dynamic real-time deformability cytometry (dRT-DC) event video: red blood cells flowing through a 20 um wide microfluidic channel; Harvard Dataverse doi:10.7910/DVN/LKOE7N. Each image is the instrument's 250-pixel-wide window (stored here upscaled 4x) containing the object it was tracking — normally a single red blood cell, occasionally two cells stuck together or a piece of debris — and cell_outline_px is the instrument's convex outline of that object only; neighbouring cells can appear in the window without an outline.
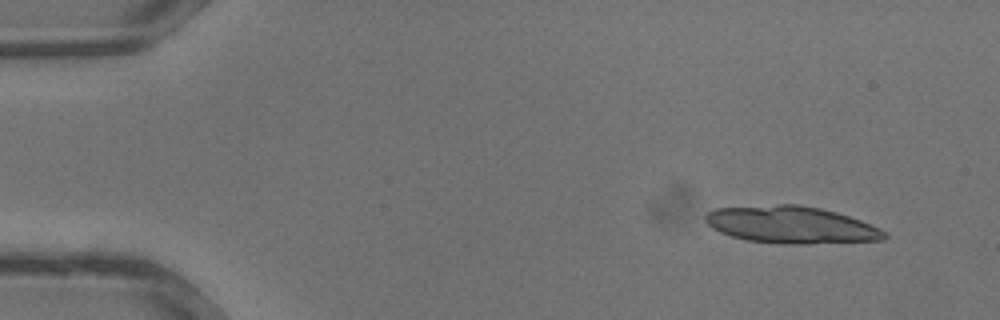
{"species": "common noctule bat (a hibernating species)", "species_latin": "Nyctalus noctula", "temperature_condition": "warm", "stored_images_in_passage": 22, "segment_of_instrument_passage": [1, 2], "camera_frame_rate_fps": 3000, "um_per_image_px": 0.085, "animal": {"sex": "male", "body_mass_g": 13.3}, "frame": {"image": 1, "passage_image": 1, "time_ms": 0.0, "image_size_px": [1000, 320], "cell_outline_px": [[888, 236], [884, 240], [808, 244], [780, 244], [748, 240], [732, 236], [720, 232], [712, 228], [704, 220], [704, 216], [708, 212], [716, 208], [776, 204], [800, 204], [820, 208], [836, 212], [860, 220], [880, 228]], "centroid_in_image_um": [67.24, 19.11], "position_along_channel_um": 17.8, "area_um2": 38.84}}